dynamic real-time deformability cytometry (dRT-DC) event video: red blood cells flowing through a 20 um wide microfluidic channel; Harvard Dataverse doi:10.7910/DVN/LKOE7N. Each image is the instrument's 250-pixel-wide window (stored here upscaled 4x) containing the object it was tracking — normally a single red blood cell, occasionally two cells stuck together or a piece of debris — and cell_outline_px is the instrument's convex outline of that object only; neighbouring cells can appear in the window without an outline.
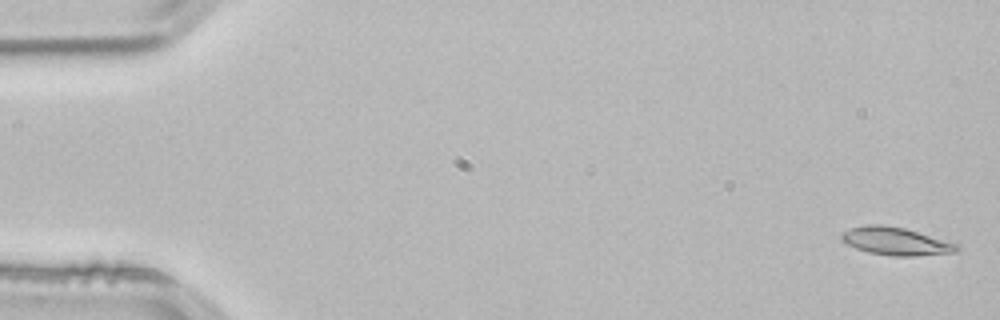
{"species": "common noctule bat (a hibernating species)", "species_latin": "Nyctalus noctula", "temperature_condition": "room temperature", "stored_images_in_passage": 55, "camera_frame_rate_fps": 3000, "um_per_image_px": 0.085, "animal": {"sex": "male", "body_mass_g": 21.5, "forearm_length_mm": 52.0}, "frame": {"image": 1, "passage_image": 2, "time_ms": 0.333, "image_size_px": [1000, 320], "cell_outline_px": [[960, 248], [956, 252], [916, 256], [892, 256], [868, 252], [856, 248], [848, 244], [840, 236], [840, 232], [852, 228], [868, 224], [880, 224], [904, 228], [960, 244]], "centroid_in_image_um": [76.17, 20.51], "position_along_channel_um": 8.8, "area_um2": 18.67}}
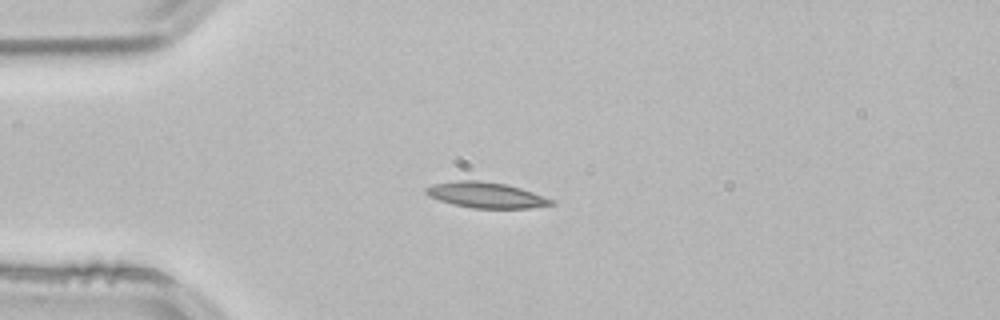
{"frame": {"image": 2, "passage_image": 14, "time_ms": 4.333, "image_size_px": [1000, 320], "cell_outline_px": [[556, 204], [532, 208], [472, 208], [452, 204], [428, 196], [424, 192], [424, 188], [432, 184], [460, 180], [480, 180], [504, 184], [520, 188], [556, 200]], "centroid_in_image_um": [41.32, 16.58], "position_along_channel_um": 43.7, "area_um2": 18.84}}
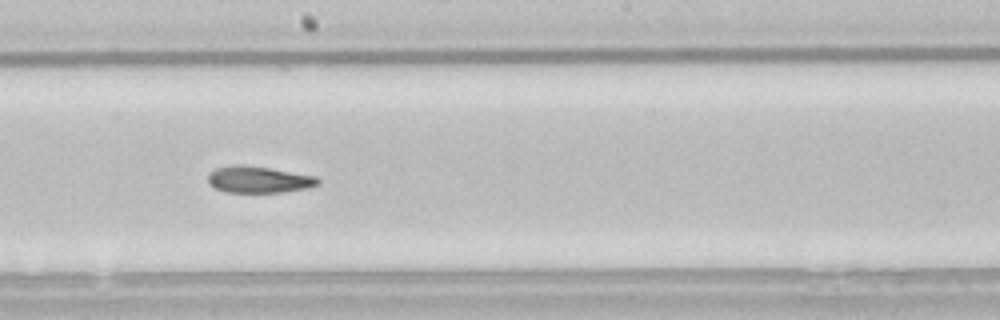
{"frame": {"image": 3, "passage_image": 30, "time_ms": 9.667, "image_size_px": [1000, 320], "cell_outline_px": [[320, 184], [308, 188], [284, 192], [224, 192], [208, 184], [208, 172], [216, 168], [236, 164], [240, 164], [268, 168], [316, 176], [320, 180]], "centroid_in_image_um": [21.97, 15.26], "position_along_channel_um": 226.2, "area_um2": 17.11}, "authors_computed_cell_mechanics": {"area_um2": 17.6868, "velocity_mm_per_s": 3.8293, "shape_relaxation_time_tau1_ms": 6.1573, "shape_relaxation_time_tau2_ms": 9.8642, "deformation_change_tau1": 0.1756, "deformation_change_tau2": 0.1439}}